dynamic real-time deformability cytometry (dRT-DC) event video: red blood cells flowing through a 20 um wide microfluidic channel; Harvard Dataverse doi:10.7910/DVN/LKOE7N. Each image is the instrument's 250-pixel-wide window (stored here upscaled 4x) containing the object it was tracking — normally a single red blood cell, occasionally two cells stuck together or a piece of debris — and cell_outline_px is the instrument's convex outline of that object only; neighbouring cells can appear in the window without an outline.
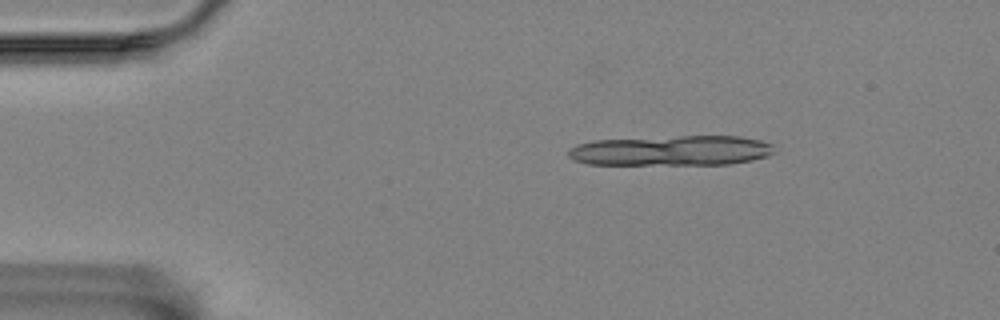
{"species": "Egyptian fruit bat (a non-hibernating species)", "species_latin": "Rousettus aegyptiacus", "temperature_condition": "room temperature", "stored_images_in_passage": 9, "camera_frame_rate_fps": 3000, "um_per_image_px": 0.085, "animal": {"sex": "female"}, "frame": {"image": 1, "passage_image": 1, "time_ms": 0.0, "image_size_px": [1000, 320], "cell_outline_px": [[776, 152], [768, 156], [752, 160], [728, 164], [588, 164], [572, 160], [568, 156], [568, 152], [576, 144], [592, 140], [680, 136], [740, 136], [760, 140], [772, 144]], "centroid_in_image_um": [57.08, 12.79], "position_along_channel_um": 27.9, "area_um2": 36.24}}